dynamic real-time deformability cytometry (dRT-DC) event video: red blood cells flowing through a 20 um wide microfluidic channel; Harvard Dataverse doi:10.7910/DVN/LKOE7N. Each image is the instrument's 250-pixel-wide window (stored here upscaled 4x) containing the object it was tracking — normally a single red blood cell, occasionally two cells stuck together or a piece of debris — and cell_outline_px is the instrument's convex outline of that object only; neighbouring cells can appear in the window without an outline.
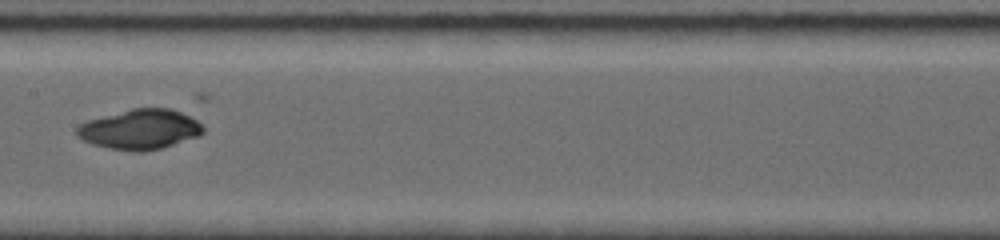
{"species": "common noctule bat (a hibernating species)", "species_latin": "Nyctalus noctula", "temperature_condition": "room temperature", "stored_images_in_passage": 16, "camera_frame_rate_fps": 5000, "um_per_image_px": 0.085, "animal": {"sex": "female", "body_mass_g": 19.0, "forearm_length_mm": 56.7}, "frame": {"image": 1, "passage_image": 6, "time_ms": 3.2, "image_size_px": [1000, 240], "cell_outline_px": [[204, 132], [200, 136], [160, 148], [144, 152], [132, 152], [108, 148], [92, 144], [76, 136], [76, 128], [80, 124], [88, 120], [132, 108], [172, 108], [196, 120], [204, 128]], "centroid_in_image_um": [11.89, 11.0], "position_along_channel_um": 195.5, "area_um2": 29.42}}
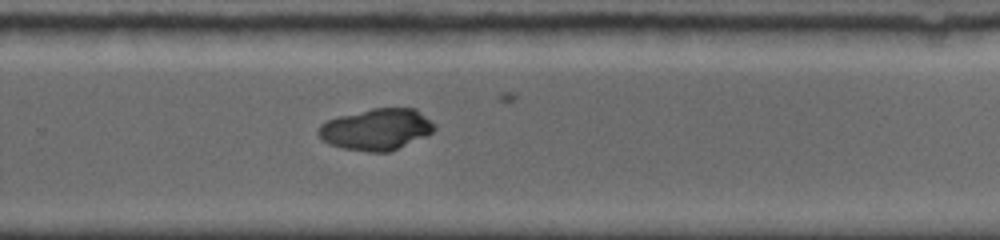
{"frame": {"image": 2, "passage_image": 10, "time_ms": 5.8, "image_size_px": [1000, 240], "cell_outline_px": [[436, 128], [428, 136], [388, 152], [368, 152], [344, 148], [328, 144], [316, 132], [320, 124], [328, 120], [340, 116], [372, 108], [416, 108], [436, 124]], "centroid_in_image_um": [32.03, 10.99], "position_along_channel_um": 297.8, "area_um2": 28.09}}
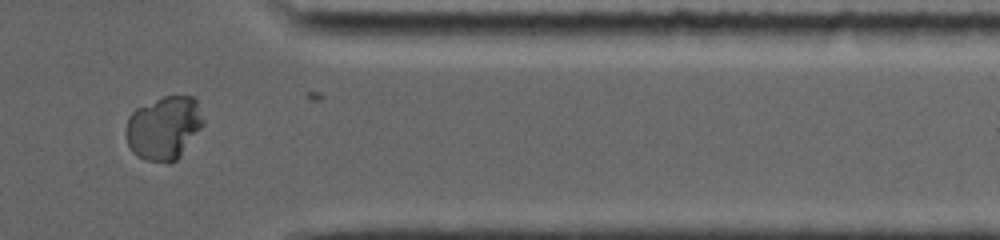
{"frame": {"image": 3, "passage_image": 14, "time_ms": 8.4, "image_size_px": [1000, 240], "cell_outline_px": [[204, 124], [180, 156], [172, 164], [168, 164], [144, 160], [136, 156], [132, 152], [128, 144], [124, 132], [124, 128], [128, 116], [136, 108], [164, 96], [196, 96], [204, 120]], "centroid_in_image_um": [13.91, 10.89], "position_along_channel_um": 397.5, "area_um2": 29.13}}